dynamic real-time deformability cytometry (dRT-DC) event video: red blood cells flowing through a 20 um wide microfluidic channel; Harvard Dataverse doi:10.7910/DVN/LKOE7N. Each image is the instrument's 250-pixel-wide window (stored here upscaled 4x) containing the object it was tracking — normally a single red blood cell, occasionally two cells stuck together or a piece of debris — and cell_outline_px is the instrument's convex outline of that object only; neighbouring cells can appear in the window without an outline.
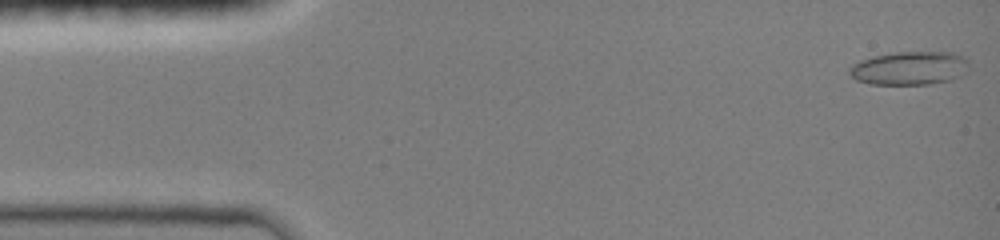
{"species": "common noctule bat (a hibernating species)", "species_latin": "Nyctalus noctula", "temperature_condition": "room temperature", "stored_images_in_passage": 47, "camera_frame_rate_fps": 3000, "um_per_image_px": 0.085, "animal": {"sex": "female", "body_mass_g": 19.0, "forearm_length_mm": 51.5}, "frame": {"image": 1, "passage_image": 1, "time_ms": 0.0, "image_size_px": [1000, 240], "cell_outline_px": [[968, 72], [952, 80], [928, 84], [868, 84], [856, 80], [848, 72], [848, 68], [852, 64], [860, 60], [872, 56], [896, 52], [952, 52], [968, 60]], "centroid_in_image_um": [77.3, 5.79], "position_along_channel_um": 7.7, "area_um2": 23.52}}
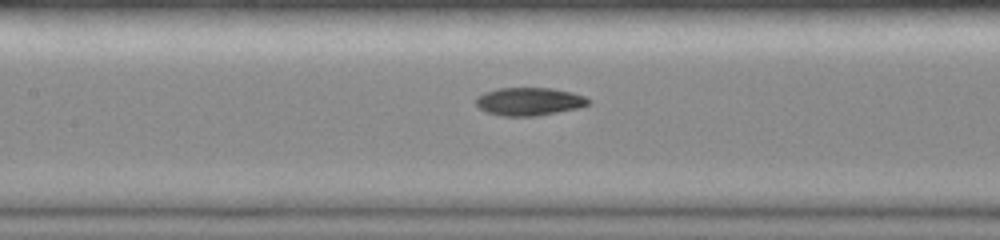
{"frame": {"image": 2, "passage_image": 21, "time_ms": 6.667, "image_size_px": [1000, 240], "cell_outline_px": [[592, 104], [576, 108], [536, 116], [500, 116], [488, 112], [480, 108], [476, 104], [476, 96], [484, 92], [496, 88], [552, 88], [572, 92], [584, 96], [592, 100]], "centroid_in_image_um": [44.99, 8.62], "position_along_channel_um": 162.4, "area_um2": 18.44}}
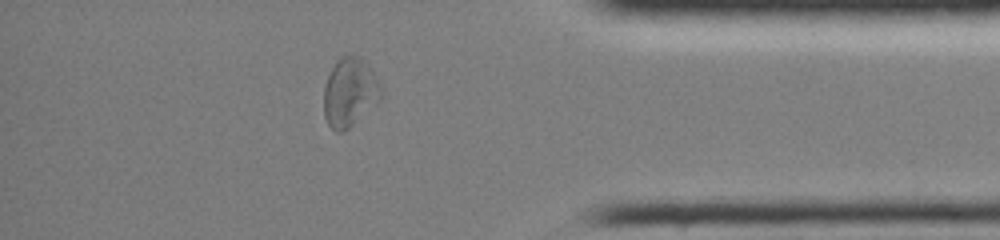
{"frame": {"image": 3, "passage_image": 40, "time_ms": 13.0, "image_size_px": [1000, 240], "cell_outline_px": [[384, 92], [348, 128], [340, 132], [336, 132], [328, 124], [324, 116], [324, 88], [328, 76], [336, 60], [344, 56], [360, 56], [364, 60], [384, 88]], "centroid_in_image_um": [29.71, 7.81], "position_along_channel_um": 405.5, "area_um2": 22.31}, "authors_computed_cell_mechanics": {"area_um2": 19.1896, "velocity_mm_per_s": 4.0624, "shape_relaxation_time_tau1_ms": null, "shape_relaxation_time_tau2_ms": 3.6986, "deformation_change_tau1": null, "deformation_change_tau2": 0.0922}}